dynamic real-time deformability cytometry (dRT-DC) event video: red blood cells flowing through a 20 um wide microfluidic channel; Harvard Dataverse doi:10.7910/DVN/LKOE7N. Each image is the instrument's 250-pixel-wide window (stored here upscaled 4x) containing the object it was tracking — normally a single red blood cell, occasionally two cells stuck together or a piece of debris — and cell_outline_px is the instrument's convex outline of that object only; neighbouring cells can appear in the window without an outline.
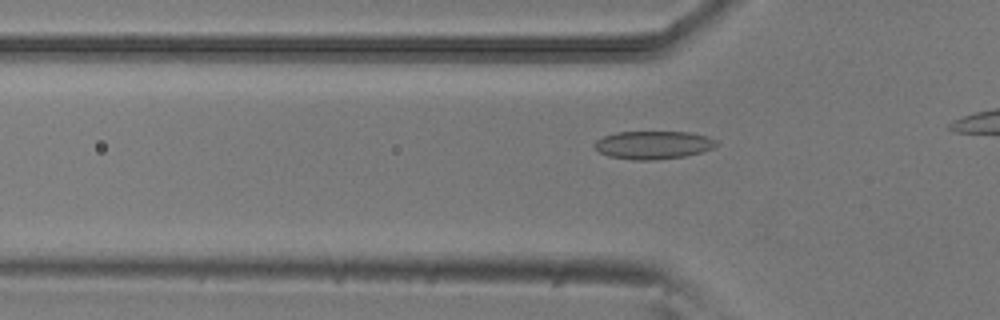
{"species": "common noctule bat (a hibernating species)", "species_latin": "Nyctalus noctula", "temperature_condition": "room temperature", "stored_images_in_passage": 14, "camera_frame_rate_fps": 3000, "um_per_image_px": 0.085, "animal": {"sex": "male", "body_mass_g": 20.5, "forearm_length_mm": 52.5}, "frame": {"image": 1, "passage_image": 8, "time_ms": 2.333, "image_size_px": [1000, 320], "cell_outline_px": [[716, 144], [712, 148], [700, 152], [684, 156], [656, 160], [632, 160], [608, 156], [600, 152], [592, 144], [596, 140], [604, 136], [616, 132], [692, 132], [708, 136], [716, 140]], "centroid_in_image_um": [55.5, 12.32], "position_along_channel_um": 70.3, "area_um2": 19.94}}
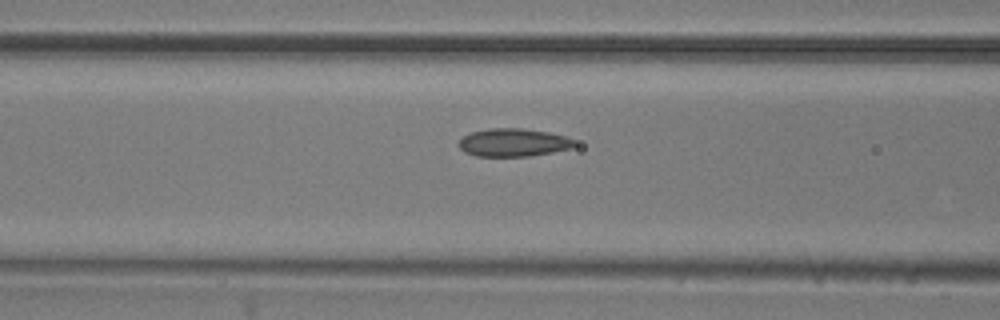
{"frame": {"image": 2, "passage_image": 12, "time_ms": 3.667, "image_size_px": [1000, 320], "cell_outline_px": [[576, 144], [572, 148], [532, 156], [476, 156], [464, 152], [456, 144], [464, 136], [472, 132], [488, 128], [524, 128], [548, 132], [564, 136], [576, 140]], "centroid_in_image_um": [43.63, 12.11], "position_along_channel_um": 123.0, "area_um2": 19.02}}